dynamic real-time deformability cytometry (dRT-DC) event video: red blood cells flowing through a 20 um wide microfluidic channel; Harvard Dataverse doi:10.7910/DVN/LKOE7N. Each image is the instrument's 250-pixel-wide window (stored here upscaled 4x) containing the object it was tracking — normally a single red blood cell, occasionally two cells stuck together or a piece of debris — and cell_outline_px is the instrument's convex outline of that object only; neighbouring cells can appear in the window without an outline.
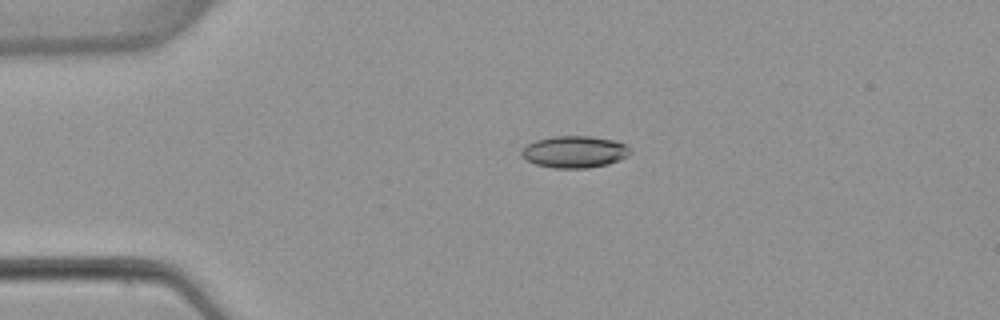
{"species": "common noctule bat (a hibernating species)", "species_latin": "Nyctalus noctula", "temperature_condition": "warm", "stored_images_in_passage": 5, "camera_frame_rate_fps": 3000, "um_per_image_px": 0.085, "animal": {"sex": "female", "body_mass_g": 22.7, "forearm_length_mm": 54.2}, "frame": {"image": 1, "passage_image": 4, "time_ms": 3.667, "image_size_px": [1000, 320], "cell_outline_px": [[632, 152], [628, 156], [620, 160], [608, 164], [588, 168], [552, 168], [536, 164], [520, 156], [520, 152], [528, 144], [536, 140], [552, 136], [592, 136], [616, 140], [624, 144]], "centroid_in_image_um": [48.85, 12.9], "position_along_channel_um": 36.2, "area_um2": 20.29}}